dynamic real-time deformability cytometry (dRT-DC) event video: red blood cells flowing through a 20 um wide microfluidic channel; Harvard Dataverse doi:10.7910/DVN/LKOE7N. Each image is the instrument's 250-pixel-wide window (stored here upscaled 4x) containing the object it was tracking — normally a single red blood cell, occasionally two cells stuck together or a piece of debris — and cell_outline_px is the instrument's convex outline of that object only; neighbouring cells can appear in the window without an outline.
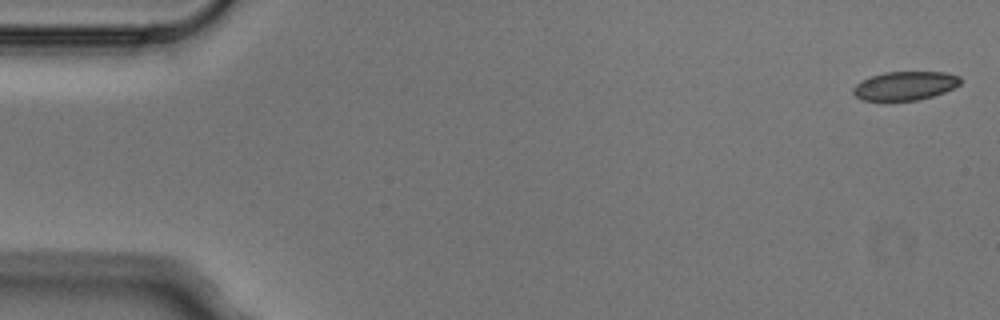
{"species": "Egyptian fruit bat (a non-hibernating species)", "species_latin": "Rousettus aegyptiacus", "temperature_condition": "cold", "stored_images_in_passage": 5, "camera_frame_rate_fps": 3000, "um_per_image_px": 0.085, "animal": {"sex": "male"}, "frame": {"image": 1, "passage_image": 1, "time_ms": 0.0, "image_size_px": [1000, 320], "cell_outline_px": [[960, 84], [944, 92], [932, 96], [916, 100], [860, 100], [852, 92], [852, 88], [856, 84], [872, 76], [884, 72], [944, 72], [960, 76]], "centroid_in_image_um": [76.91, 7.29], "position_along_channel_um": 8.1, "area_um2": 17.74}}
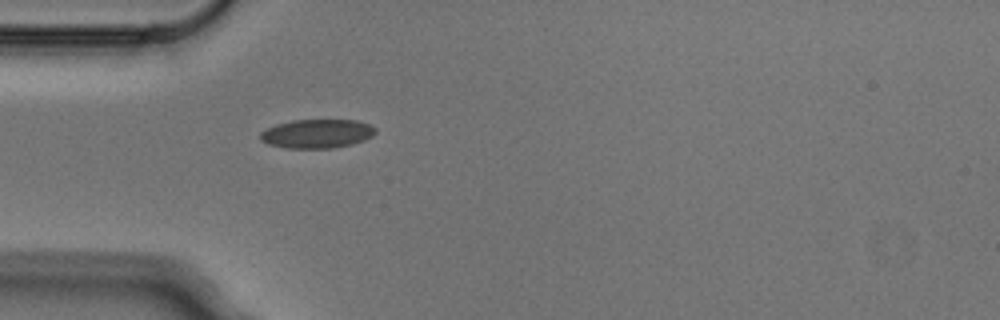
{"frame": {"image": 2, "passage_image": 5, "time_ms": 1.333, "image_size_px": [1000, 320], "cell_outline_px": [[376, 132], [372, 136], [364, 140], [352, 144], [332, 148], [284, 148], [268, 144], [260, 140], [260, 132], [276, 124], [292, 120], [356, 120], [368, 124], [376, 128]], "centroid_in_image_um": [26.93, 11.36], "position_along_channel_um": 58.1, "area_um2": 19.42}}